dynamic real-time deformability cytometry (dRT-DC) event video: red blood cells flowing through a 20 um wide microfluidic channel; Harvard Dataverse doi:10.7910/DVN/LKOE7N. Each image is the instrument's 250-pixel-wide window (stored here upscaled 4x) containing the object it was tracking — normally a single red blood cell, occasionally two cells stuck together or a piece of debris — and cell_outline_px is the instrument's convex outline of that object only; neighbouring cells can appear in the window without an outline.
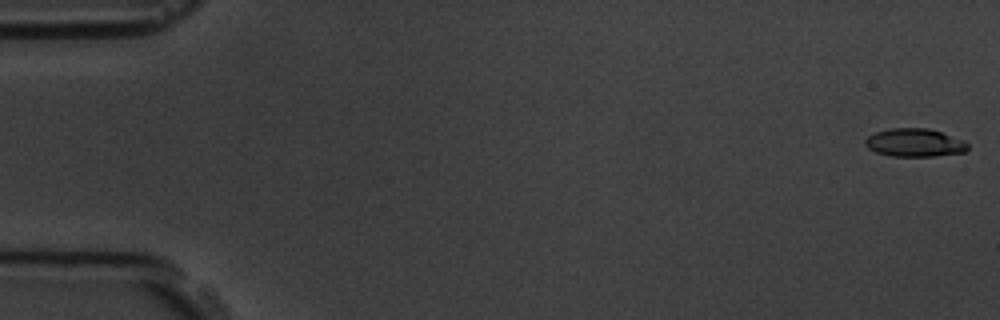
{"species": "common noctule bat (a hibernating species)", "species_latin": "Nyctalus noctula", "temperature_condition": "room temperature", "stored_images_in_passage": 11, "camera_frame_rate_fps": 3000, "um_per_image_px": 0.085, "animal": {"sex": "male", "body_mass_g": 19.5, "forearm_length_mm": 54.6}, "frame": {"image": 1, "passage_image": 1, "time_ms": 0.0, "image_size_px": [1000, 320], "cell_outline_px": [[968, 148], [964, 152], [936, 156], [892, 156], [876, 152], [868, 148], [864, 144], [864, 140], [868, 136], [876, 132], [888, 128], [928, 128], [964, 140], [968, 144]], "centroid_in_image_um": [77.72, 12.12], "position_along_channel_um": 7.3, "area_um2": 16.82}}